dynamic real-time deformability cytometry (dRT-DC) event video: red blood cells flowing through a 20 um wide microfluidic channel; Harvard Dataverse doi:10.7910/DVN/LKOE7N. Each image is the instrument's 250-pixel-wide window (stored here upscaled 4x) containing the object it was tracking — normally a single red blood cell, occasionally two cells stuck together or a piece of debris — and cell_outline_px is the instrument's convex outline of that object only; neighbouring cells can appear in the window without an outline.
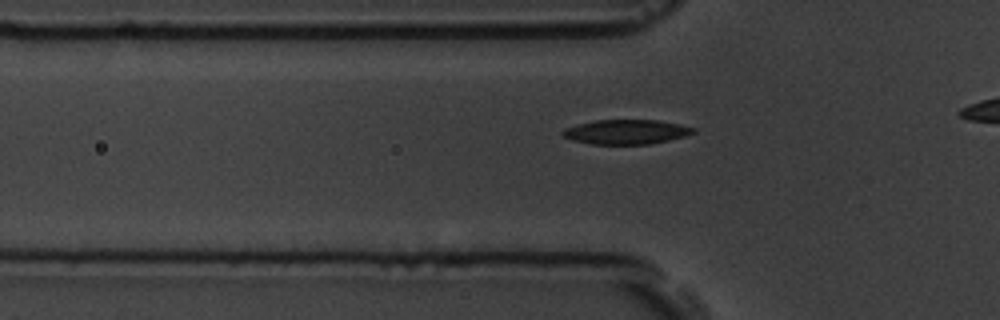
{"species": "common noctule bat (a hibernating species)", "species_latin": "Nyctalus noctula", "temperature_condition": "room temperature", "stored_images_in_passage": 34, "camera_frame_rate_fps": 3000, "um_per_image_px": 0.085, "animal": {"sex": "male", "body_mass_g": 19.5, "forearm_length_mm": 54.6}, "frame": {"image": 1, "passage_image": 14, "time_ms": 4.333, "image_size_px": [1000, 320], "cell_outline_px": [[696, 132], [684, 136], [668, 140], [648, 144], [592, 144], [572, 140], [564, 136], [560, 132], [564, 128], [576, 124], [596, 120], [656, 120], [680, 124], [696, 128]], "centroid_in_image_um": [53.21, 11.2], "position_along_channel_um": 72.6, "area_um2": 18.67}}
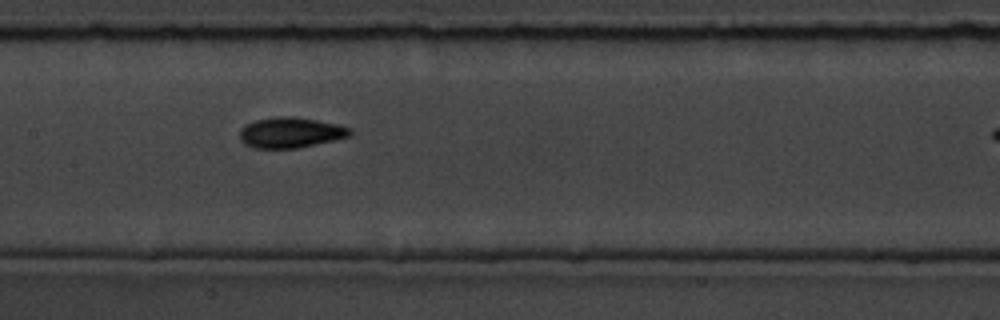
{"frame": {"image": 2, "passage_image": 23, "time_ms": 7.333, "image_size_px": [1000, 320], "cell_outline_px": [[352, 136], [296, 148], [252, 148], [244, 144], [240, 140], [240, 128], [244, 124], [256, 120], [276, 116], [296, 116], [336, 124], [352, 128]], "centroid_in_image_um": [24.67, 11.26], "position_along_channel_um": 182.7, "area_um2": 19.77}}
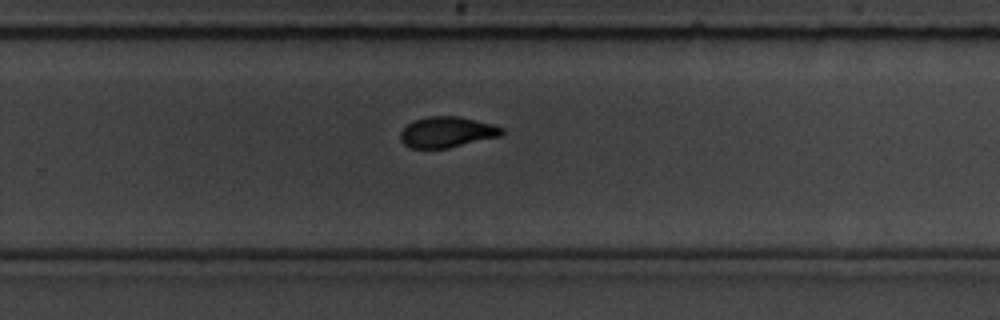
{"frame": {"image": 3, "passage_image": 32, "time_ms": 10.333, "image_size_px": [1000, 320], "cell_outline_px": [[504, 132], [500, 136], [448, 148], [412, 148], [404, 144], [400, 140], [400, 132], [408, 124], [416, 120], [428, 116], [460, 116], [492, 124], [504, 128]], "centroid_in_image_um": [38.0, 11.22], "position_along_channel_um": 291.8, "area_um2": 18.09}}